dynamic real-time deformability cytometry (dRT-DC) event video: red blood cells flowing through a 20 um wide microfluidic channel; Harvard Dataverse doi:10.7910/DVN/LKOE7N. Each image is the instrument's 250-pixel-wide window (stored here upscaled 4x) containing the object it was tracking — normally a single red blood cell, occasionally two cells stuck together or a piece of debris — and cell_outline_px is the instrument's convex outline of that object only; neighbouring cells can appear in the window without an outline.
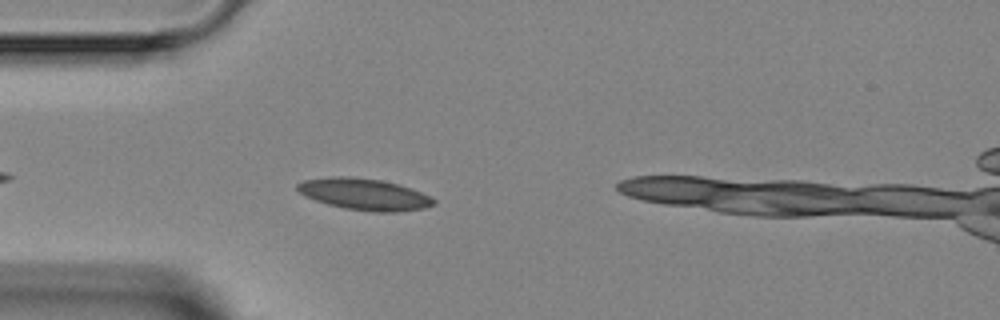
{"species": "Egyptian fruit bat (a non-hibernating species)", "species_latin": "Rousettus aegyptiacus", "temperature_condition": "room temperature", "stored_images_in_passage": 2, "camera_frame_rate_fps": 3000, "um_per_image_px": 0.085, "animal": {"sex": "female"}, "frame": {"image": 1, "passage_image": 2, "time_ms": 2.0, "image_size_px": [1000, 320], "cell_outline_px": [[436, 204], [424, 208], [396, 212], [372, 212], [344, 208], [328, 204], [304, 196], [296, 188], [296, 184], [304, 180], [336, 176], [348, 176], [380, 180], [412, 188], [436, 200]], "centroid_in_image_um": [30.96, 16.52], "position_along_channel_um": 54.0, "area_um2": 24.91}}